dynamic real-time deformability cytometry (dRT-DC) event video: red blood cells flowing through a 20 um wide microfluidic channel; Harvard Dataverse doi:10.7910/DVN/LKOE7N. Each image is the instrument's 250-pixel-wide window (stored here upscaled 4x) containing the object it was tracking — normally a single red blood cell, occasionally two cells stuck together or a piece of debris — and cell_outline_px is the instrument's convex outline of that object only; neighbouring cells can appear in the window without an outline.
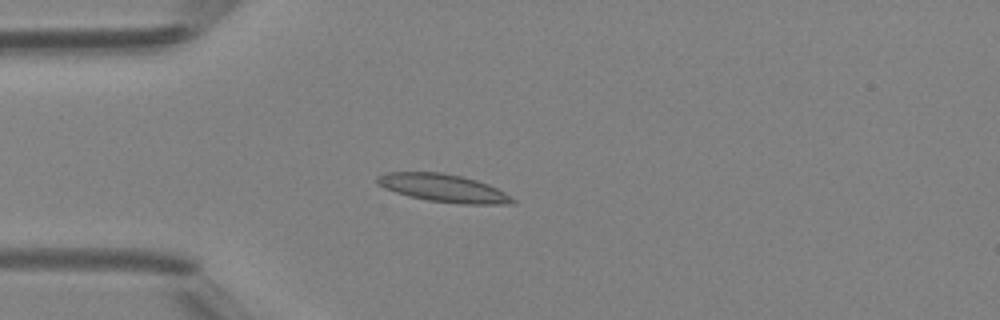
{"species": "Egyptian fruit bat (a non-hibernating species)", "species_latin": "Rousettus aegyptiacus", "temperature_condition": "room temperature", "stored_images_in_passage": 42, "camera_frame_rate_fps": 3000, "um_per_image_px": 0.085, "animal": {"sex": "female"}, "frame": {"image": 1, "passage_image": 12, "time_ms": 3.667, "image_size_px": [1000, 320], "cell_outline_px": [[516, 204], [464, 204], [428, 200], [408, 196], [384, 188], [376, 184], [376, 176], [384, 172], [440, 172], [460, 176], [476, 180], [488, 184], [504, 192], [516, 200]], "centroid_in_image_um": [37.66, 15.98], "position_along_channel_um": 47.3, "area_um2": 21.96}}
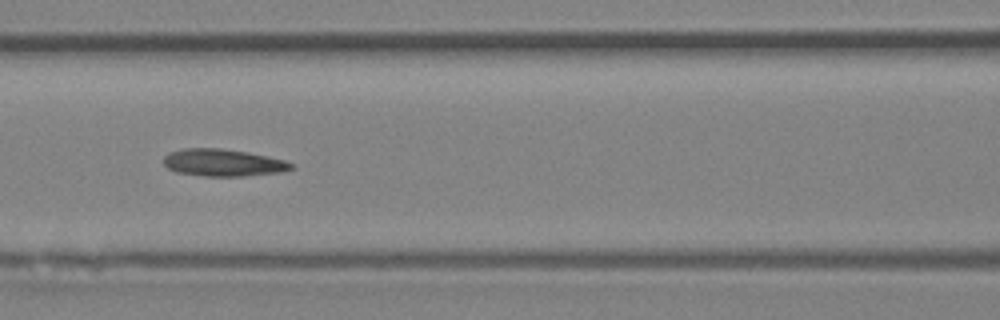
{"frame": {"image": 2, "passage_image": 20, "time_ms": 6.333, "image_size_px": [1000, 320], "cell_outline_px": [[296, 168], [284, 172], [244, 176], [204, 176], [176, 172], [168, 168], [164, 164], [164, 156], [168, 152], [184, 148], [220, 148], [248, 152], [268, 156], [284, 160], [296, 164]], "centroid_in_image_um": [19.01, 13.83], "position_along_channel_um": 147.6, "area_um2": 20.52}}
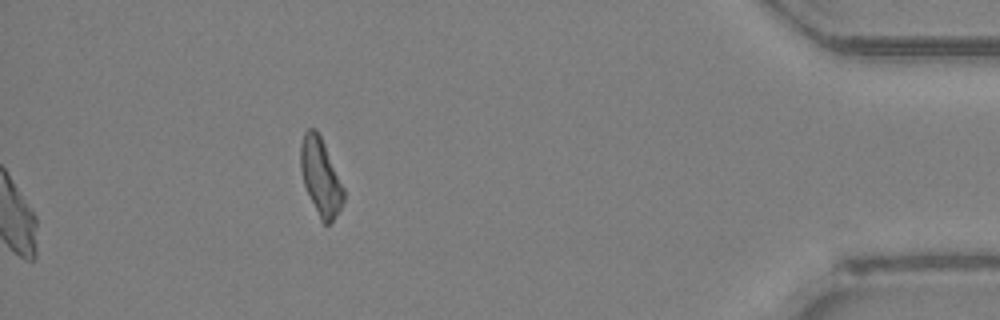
{"frame": {"image": 3, "passage_image": 42, "time_ms": 13.667, "image_size_px": [1000, 320], "cell_outline_px": [[344, 200], [340, 208], [332, 220], [328, 224], [324, 224], [320, 220], [304, 184], [300, 168], [300, 144], [304, 132], [308, 128], [316, 128], [324, 144], [344, 188]], "centroid_in_image_um": [27.23, 15.0], "position_along_channel_um": 408.0, "area_um2": 19.02}, "authors_computed_cell_mechanics": {"area_um2": 21.1548, "velocity_mm_per_s": 4.2959, "shape_relaxation_time_tau1_ms": 10.2505, "shape_relaxation_time_tau2_ms": 5.8801, "deformation_change_tau1": 0.2268, "deformation_change_tau2": 0.1994}}